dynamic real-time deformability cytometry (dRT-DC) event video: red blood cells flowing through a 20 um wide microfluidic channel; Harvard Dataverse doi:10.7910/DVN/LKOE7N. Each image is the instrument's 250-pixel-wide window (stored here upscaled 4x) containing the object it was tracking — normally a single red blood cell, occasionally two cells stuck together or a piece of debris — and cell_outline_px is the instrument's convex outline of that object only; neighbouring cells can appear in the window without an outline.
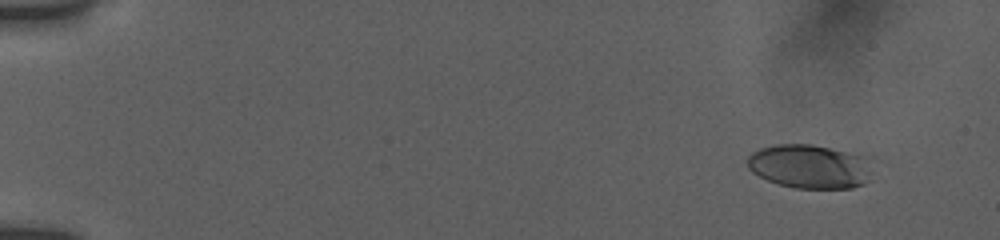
{"species": "human", "species_latin": "Homo sapiens", "temperature_condition": "room temperature", "stored_images_in_passage": 51, "camera_frame_rate_fps": 3000, "um_per_image_px": 0.085, "donor": {"sex": "female"}, "frame": {"image": 1, "passage_image": 1, "time_ms": 0.0, "image_size_px": [1000, 240], "cell_outline_px": [[868, 180], [864, 184], [852, 188], [796, 188], [780, 184], [768, 180], [752, 172], [748, 168], [748, 156], [752, 152], [760, 148], [776, 144], [812, 144], [860, 156]], "centroid_in_image_um": [68.66, 14.15], "position_along_channel_um": 16.3, "area_um2": 30.81}}
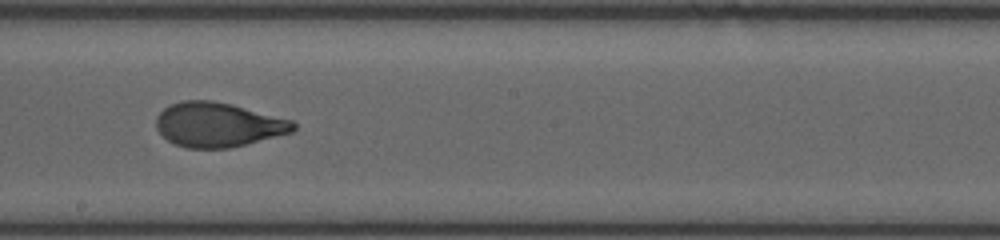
{"frame": {"image": 2, "passage_image": 29, "time_ms": 9.333, "image_size_px": [1000, 240], "cell_outline_px": [[296, 128], [292, 132], [228, 148], [188, 148], [176, 144], [168, 140], [156, 128], [156, 116], [164, 108], [172, 104], [184, 100], [212, 100], [232, 104], [292, 120], [296, 124]], "centroid_in_image_um": [18.52, 10.59], "position_along_channel_um": 229.7, "area_um2": 35.26}}
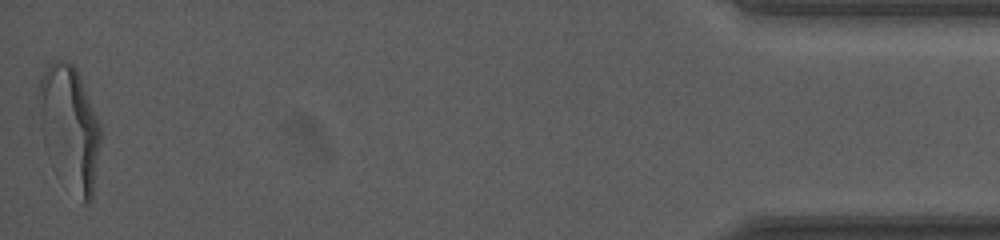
{"frame": {"image": 3, "passage_image": 51, "time_ms": 16.667, "image_size_px": [1000, 240], "cell_outline_px": [[100, 144], [92, 200], [88, 204], [84, 204], [44, 144], [40, 120], [40, 80], [44, 72], [52, 60], [68, 60], [80, 72], [100, 124]], "centroid_in_image_um": [5.97, 10.7], "position_along_channel_um": 429.2, "area_um2": 42.95}, "authors_computed_cell_mechanics": {"area_um2": 35.6048, "velocity_mm_per_s": 3.8397, "shape_relaxation_time_tau1_ms": 3.7459, "shape_relaxation_time_tau2_ms": 1.0315, "deformation_change_tau1": 0.188, "deformation_change_tau2": 0.0682}}